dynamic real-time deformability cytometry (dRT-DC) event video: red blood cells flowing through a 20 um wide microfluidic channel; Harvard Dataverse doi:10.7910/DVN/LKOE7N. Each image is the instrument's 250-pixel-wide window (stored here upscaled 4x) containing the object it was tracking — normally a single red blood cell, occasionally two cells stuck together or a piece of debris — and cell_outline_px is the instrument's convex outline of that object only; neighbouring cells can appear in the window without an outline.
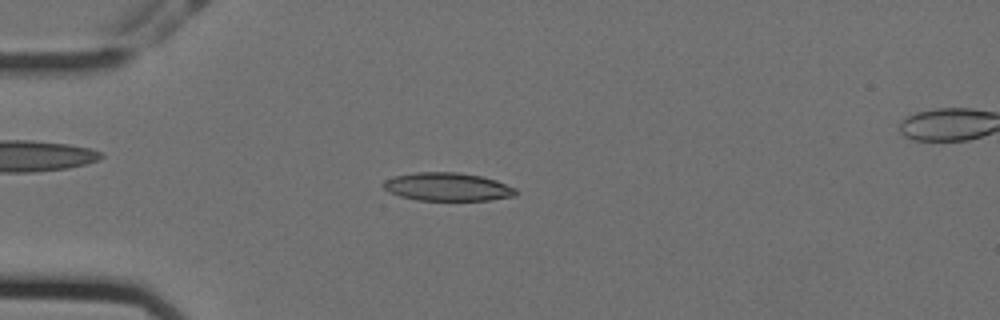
{"species": "Egyptian fruit bat (a non-hibernating species)", "species_latin": "Rousettus aegyptiacus", "temperature_condition": "cold", "stored_images_in_passage": 35, "camera_frame_rate_fps": 3000, "um_per_image_px": 0.085, "animal": {"sex": "female"}, "frame": {"image": 1, "passage_image": 5, "time_ms": 1.333, "image_size_px": [1000, 320], "cell_outline_px": [[516, 196], [488, 200], [416, 200], [400, 196], [388, 192], [380, 184], [384, 180], [396, 176], [416, 172], [456, 172], [480, 176], [496, 180], [516, 188]], "centroid_in_image_um": [38.01, 15.88], "position_along_channel_um": 47.0, "area_um2": 21.79}}
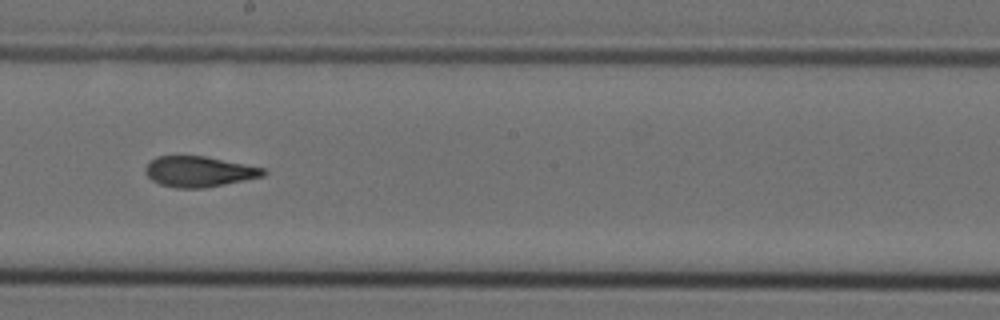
{"frame": {"image": 2, "passage_image": 22, "time_ms": 7.0, "image_size_px": [1000, 320], "cell_outline_px": [[268, 172], [264, 176], [204, 188], [176, 188], [160, 184], [152, 180], [144, 172], [144, 168], [156, 156], [204, 156], [264, 168]], "centroid_in_image_um": [16.9, 14.59], "position_along_channel_um": 231.3, "area_um2": 20.87}}
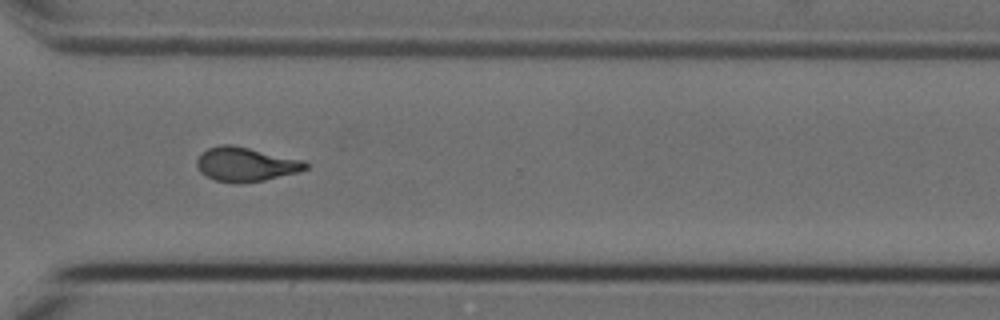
{"frame": {"image": 3, "passage_image": 32, "time_ms": 10.333, "image_size_px": [1000, 320], "cell_outline_px": [[308, 168], [300, 172], [264, 180], [236, 184], [216, 180], [200, 172], [196, 164], [196, 160], [200, 152], [208, 148], [220, 144], [232, 144], [304, 160], [308, 164]], "centroid_in_image_um": [20.88, 13.96], "position_along_channel_um": 349.7, "area_um2": 21.85}, "authors_computed_cell_mechanics": {"area_um2": 21.4438, "velocity_mm_per_s": 3.5699, "shape_relaxation_time_tau1_ms": 5.5999, "shape_relaxation_time_tau2_ms": 2.0787, "deformation_change_tau1": 0.2118, "deformation_change_tau2": 0.1063}}